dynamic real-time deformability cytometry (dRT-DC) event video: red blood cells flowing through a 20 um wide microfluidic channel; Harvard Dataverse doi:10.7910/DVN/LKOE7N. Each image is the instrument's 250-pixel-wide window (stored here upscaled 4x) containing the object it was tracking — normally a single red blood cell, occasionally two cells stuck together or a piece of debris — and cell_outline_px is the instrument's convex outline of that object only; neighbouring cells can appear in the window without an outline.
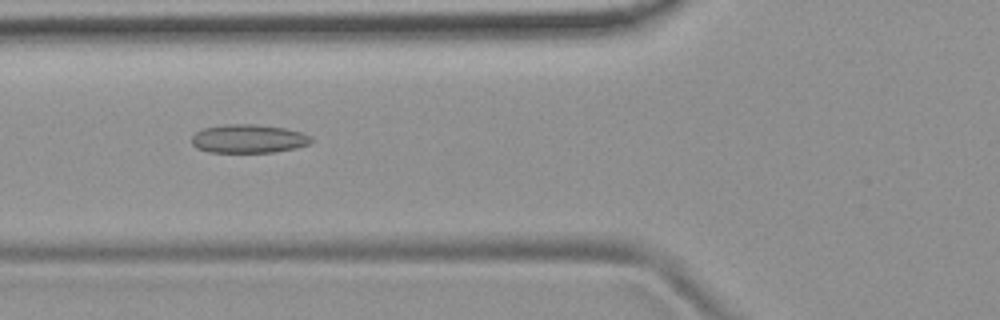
{"species": "common noctule bat (a hibernating species)", "species_latin": "Nyctalus noctula", "temperature_condition": "room temperature", "stored_images_in_passage": 53, "camera_frame_rate_fps": 3000, "um_per_image_px": 0.085, "animal": {"sex": "female", "body_mass_g": 19.9}, "frame": {"image": 1, "passage_image": 20, "time_ms": 6.333, "image_size_px": [1000, 320], "cell_outline_px": [[312, 140], [308, 144], [296, 148], [272, 152], [208, 152], [196, 148], [192, 144], [192, 136], [196, 132], [204, 128], [224, 124], [256, 124], [284, 128], [300, 132], [312, 136]], "centroid_in_image_um": [21.1, 11.79], "position_along_channel_um": 104.7, "area_um2": 19.88}}
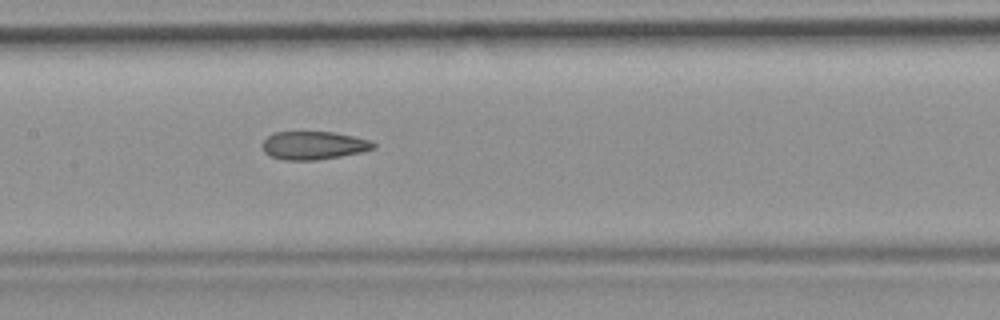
{"frame": {"image": 2, "passage_image": 26, "time_ms": 8.333, "image_size_px": [1000, 320], "cell_outline_px": [[376, 148], [360, 152], [340, 156], [316, 160], [284, 160], [272, 156], [264, 152], [260, 144], [268, 136], [276, 132], [332, 132], [372, 140], [376, 144]], "centroid_in_image_um": [26.66, 12.36], "position_along_channel_um": 180.7, "area_um2": 18.21}}
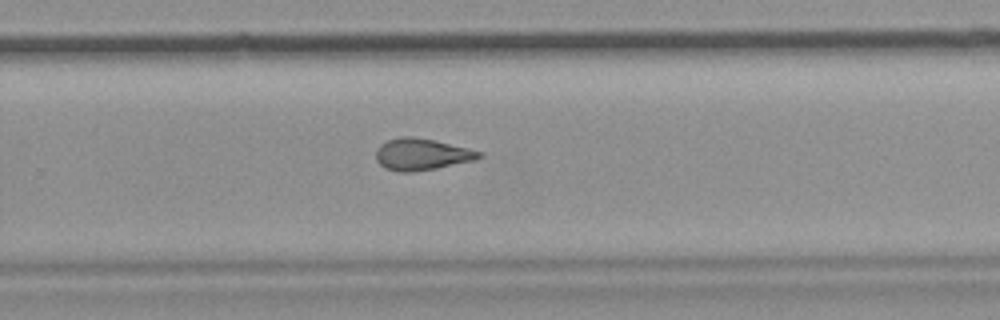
{"frame": {"image": 3, "passage_image": 35, "time_ms": 11.333, "image_size_px": [1000, 320], "cell_outline_px": [[484, 156], [476, 160], [436, 168], [412, 172], [400, 172], [384, 168], [376, 160], [376, 148], [380, 144], [388, 140], [400, 136], [412, 136], [436, 140], [484, 152]], "centroid_in_image_um": [35.86, 13.11], "position_along_channel_um": 293.9, "area_um2": 19.31}, "authors_computed_cell_mechanics": {"area_um2": 19.4208, "velocity_mm_per_s": 3.7912, "shape_relaxation_time_tau1_ms": null, "shape_relaxation_time_tau2_ms": 3.005, "deformation_change_tau1": null, "deformation_change_tau2": 0.115}}